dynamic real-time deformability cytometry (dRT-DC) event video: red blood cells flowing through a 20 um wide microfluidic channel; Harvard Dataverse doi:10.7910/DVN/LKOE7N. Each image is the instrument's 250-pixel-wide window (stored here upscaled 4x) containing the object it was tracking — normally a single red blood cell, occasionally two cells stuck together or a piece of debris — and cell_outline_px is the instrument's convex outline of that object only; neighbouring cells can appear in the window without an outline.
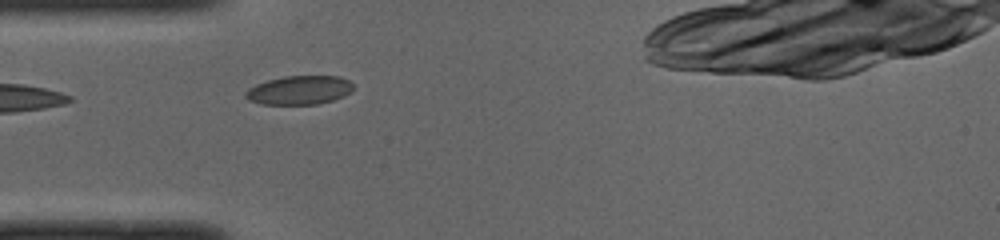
{"species": "common noctule bat (a hibernating species)", "species_latin": "Nyctalus noctula", "temperature_condition": "cold", "stored_images_in_passage": 21, "camera_frame_rate_fps": 3000, "um_per_image_px": 0.085, "animal": {"sex": "male", "body_mass_g": 19.0, "forearm_length_mm": 50.8}, "frame": {"image": 1, "passage_image": 1, "time_ms": 0.0, "image_size_px": [1000, 240], "cell_outline_px": [[352, 92], [344, 96], [332, 100], [316, 104], [260, 104], [248, 100], [244, 96], [244, 92], [248, 88], [256, 84], [268, 80], [284, 76], [340, 76], [348, 80], [352, 84]], "centroid_in_image_um": [25.42, 7.66], "position_along_channel_um": 59.6, "area_um2": 18.15}}
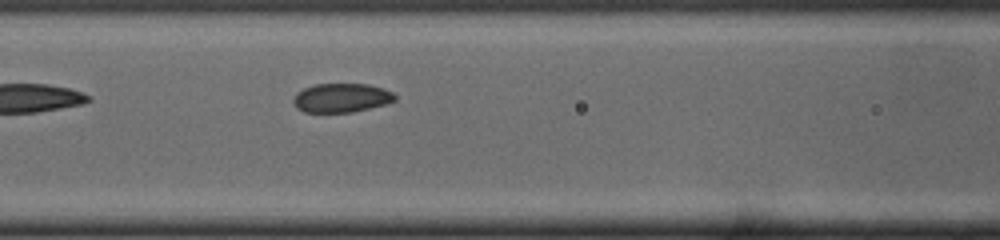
{"frame": {"image": 2, "passage_image": 7, "time_ms": 2.0, "image_size_px": [1000, 240], "cell_outline_px": [[396, 100], [384, 104], [352, 112], [304, 112], [296, 108], [292, 100], [296, 92], [304, 88], [316, 84], [368, 84], [384, 88], [392, 92], [396, 96]], "centroid_in_image_um": [29.0, 8.31], "position_along_channel_um": 137.6, "area_um2": 17.17}}
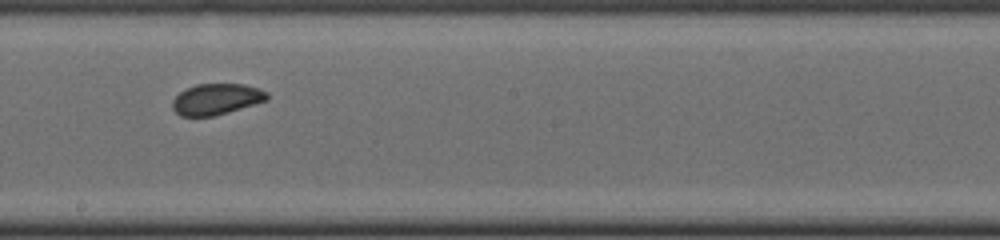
{"frame": {"image": 3, "passage_image": 14, "time_ms": 4.333, "image_size_px": [1000, 240], "cell_outline_px": [[268, 100], [228, 112], [212, 116], [180, 116], [172, 108], [172, 100], [180, 92], [196, 84], [244, 84], [260, 88], [268, 92]], "centroid_in_image_um": [18.41, 8.42], "position_along_channel_um": 229.8, "area_um2": 17.11}}